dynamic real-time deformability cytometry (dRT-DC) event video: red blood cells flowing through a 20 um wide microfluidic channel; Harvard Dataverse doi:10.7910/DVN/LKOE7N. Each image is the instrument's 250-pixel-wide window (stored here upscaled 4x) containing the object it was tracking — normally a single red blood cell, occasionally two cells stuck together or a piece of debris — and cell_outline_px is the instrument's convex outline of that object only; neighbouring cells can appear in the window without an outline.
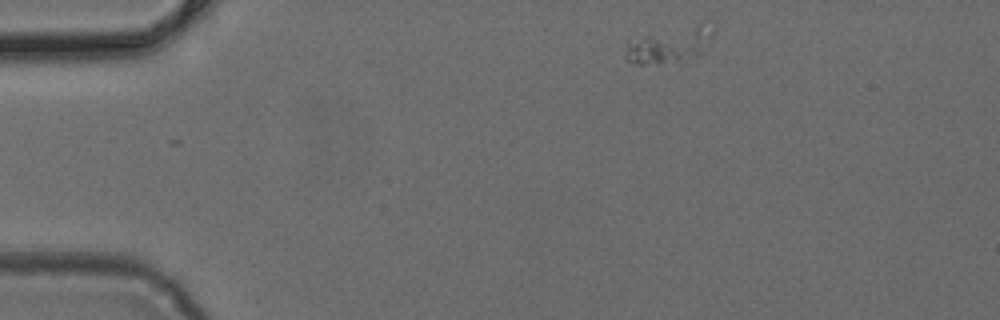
{"species": "common noctule bat (a hibernating species)", "species_latin": "Nyctalus noctula", "temperature_condition": "cold", "stored_images_in_passage": 4, "camera_frame_rate_fps": 3000, "um_per_image_px": 0.085, "animal": {"sex": "female", "body_mass_g": 24.6, "forearm_length_mm": 56.2}, "frame": {"image": 1, "passage_image": 1, "time_ms": 0.0, "image_size_px": [1000, 320], "cell_outline_px": [[716, 32], [700, 56], [676, 60], [644, 64], [636, 64], [628, 60], [624, 56], [624, 44], [628, 40], [644, 36], [700, 24], [716, 24]], "centroid_in_image_um": [56.95, 3.81], "position_along_channel_um": 28.1, "area_um2": 17.92}}
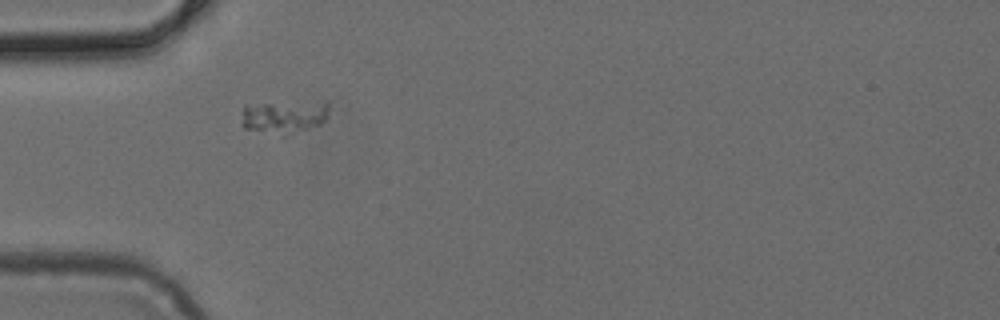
{"frame": {"image": 2, "passage_image": 3, "time_ms": 0.667, "image_size_px": [1000, 320], "cell_outline_px": [[328, 108], [324, 120], [320, 124], [288, 136], [280, 136], [244, 128], [244, 104], [328, 100]], "centroid_in_image_um": [24.19, 9.91], "position_along_channel_um": 60.8, "area_um2": 17.17}}
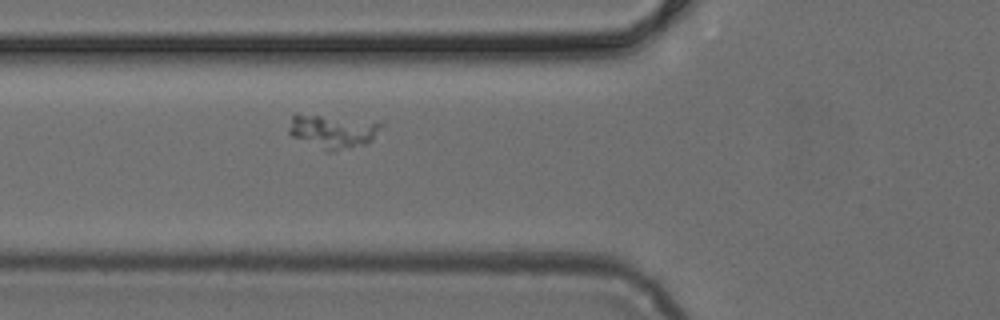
{"frame": {"image": 3, "passage_image": 4, "time_ms": 1.0, "image_size_px": [1000, 320], "cell_outline_px": [[384, 124], [372, 140], [364, 144], [332, 152], [324, 152], [292, 136], [288, 132], [288, 128], [292, 116], [296, 112], [380, 120]], "centroid_in_image_um": [28.29, 11.12], "position_along_channel_um": 97.5, "area_um2": 19.07}}